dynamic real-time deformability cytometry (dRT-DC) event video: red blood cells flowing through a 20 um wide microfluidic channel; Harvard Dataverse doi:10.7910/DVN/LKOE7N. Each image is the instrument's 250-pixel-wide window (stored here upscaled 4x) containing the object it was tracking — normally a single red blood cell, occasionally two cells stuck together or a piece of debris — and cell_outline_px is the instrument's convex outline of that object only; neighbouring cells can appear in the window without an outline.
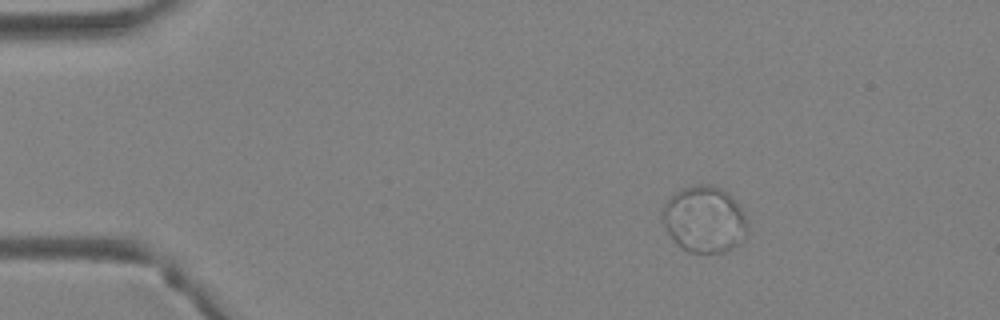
{"species": "Egyptian fruit bat (a non-hibernating species)", "species_latin": "Rousettus aegyptiacus", "temperature_condition": "warm", "stored_images_in_passage": 3, "camera_frame_rate_fps": 3000, "um_per_image_px": 0.085, "animal": {"sex": "female"}, "frame": {"image": 1, "passage_image": 1, "time_ms": 0.0, "image_size_px": [1000, 320], "cell_outline_px": [[748, 224], [736, 244], [732, 248], [720, 252], [688, 252], [668, 232], [660, 216], [660, 208], [680, 188], [696, 184], [712, 184], [728, 192], [740, 204], [744, 212]], "centroid_in_image_um": [59.84, 18.58], "position_along_channel_um": 25.2, "area_um2": 32.66}}
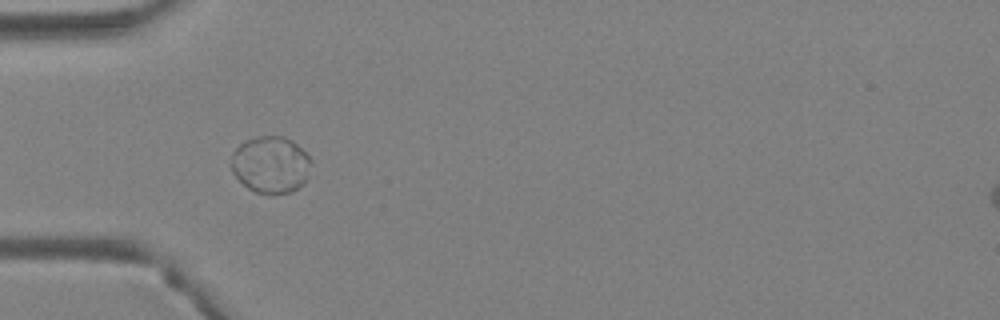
{"frame": {"image": 2, "passage_image": 3, "time_ms": 0.667, "image_size_px": [1000, 320], "cell_outline_px": [[312, 160], [308, 176], [292, 192], [272, 196], [256, 192], [248, 188], [232, 172], [232, 152], [240, 144], [256, 136], [284, 136], [292, 140]], "centroid_in_image_um": [23.01, 14.01], "position_along_channel_um": 62.0, "area_um2": 26.47}}